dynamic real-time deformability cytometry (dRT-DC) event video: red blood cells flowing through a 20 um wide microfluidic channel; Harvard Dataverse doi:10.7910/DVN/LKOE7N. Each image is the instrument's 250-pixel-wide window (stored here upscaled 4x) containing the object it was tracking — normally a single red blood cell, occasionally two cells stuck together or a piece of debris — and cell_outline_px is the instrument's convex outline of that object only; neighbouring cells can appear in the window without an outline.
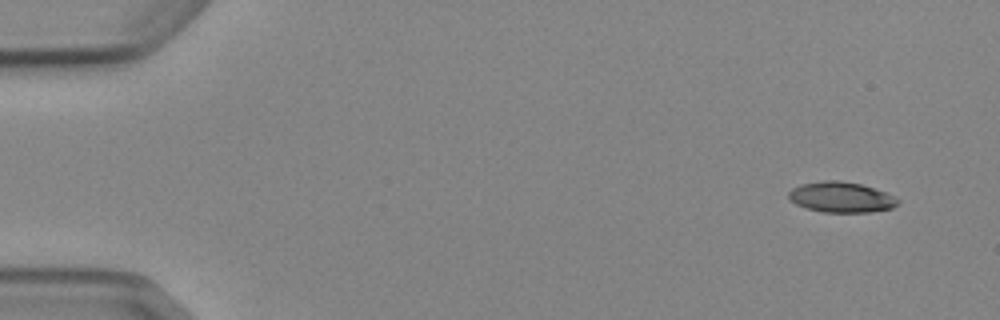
{"species": "Egyptian fruit bat (a non-hibernating species)", "species_latin": "Rousettus aegyptiacus", "temperature_condition": "cold", "stored_images_in_passage": 5, "camera_frame_rate_fps": 3000, "um_per_image_px": 0.085, "animal": {"sex": "female"}, "frame": {"image": 1, "passage_image": 1, "time_ms": 0.0, "image_size_px": [1000, 320], "cell_outline_px": [[900, 200], [892, 208], [868, 212], [820, 212], [796, 204], [788, 200], [788, 192], [792, 188], [800, 184], [824, 180], [836, 180], [860, 184], [884, 192]], "centroid_in_image_um": [71.43, 16.76], "position_along_channel_um": 13.6, "area_um2": 19.25}}
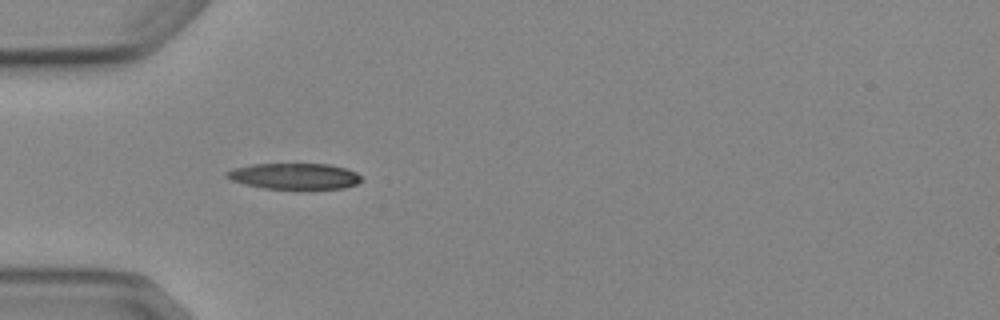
{"frame": {"image": 2, "passage_image": 4, "time_ms": 4.333, "image_size_px": [1000, 320], "cell_outline_px": [[364, 180], [356, 184], [344, 188], [264, 188], [244, 184], [232, 180], [224, 176], [224, 172], [232, 168], [252, 164], [328, 164], [344, 168], [356, 172]], "centroid_in_image_um": [24.99, 14.96], "position_along_channel_um": 60.0, "area_um2": 20.29}}
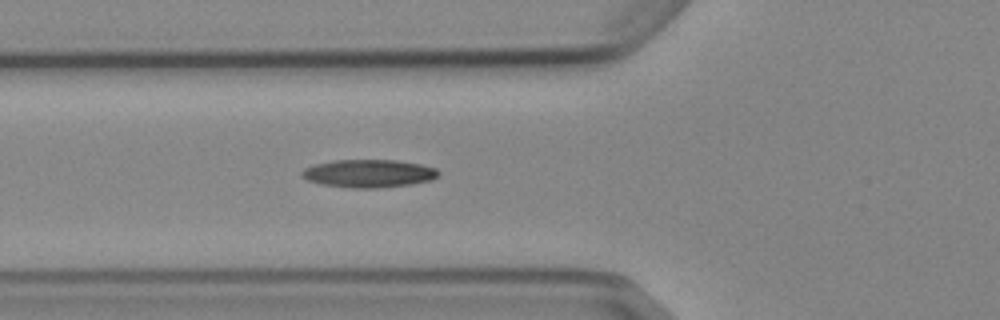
{"frame": {"image": 3, "passage_image": 5, "time_ms": 5.333, "image_size_px": [1000, 320], "cell_outline_px": [[440, 176], [432, 180], [412, 184], [380, 188], [352, 188], [320, 184], [308, 180], [300, 176], [300, 172], [304, 168], [316, 164], [332, 160], [396, 160], [420, 164], [436, 168], [440, 172]], "centroid_in_image_um": [31.35, 14.75], "position_along_channel_um": 94.4, "area_um2": 22.48}}